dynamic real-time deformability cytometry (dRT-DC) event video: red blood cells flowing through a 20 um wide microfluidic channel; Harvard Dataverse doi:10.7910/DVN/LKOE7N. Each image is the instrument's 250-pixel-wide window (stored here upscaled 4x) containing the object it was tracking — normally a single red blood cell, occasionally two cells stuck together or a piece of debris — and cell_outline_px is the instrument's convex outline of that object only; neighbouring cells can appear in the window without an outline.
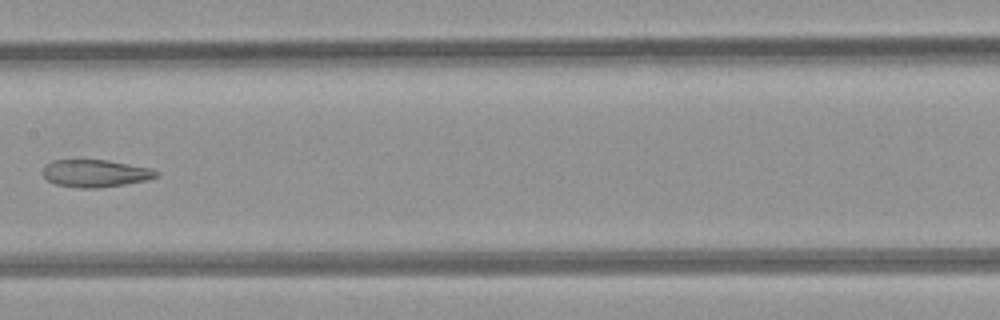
{"species": "common noctule bat (a hibernating species)", "species_latin": "Nyctalus noctula", "temperature_condition": "room temperature", "stored_images_in_passage": 7, "camera_frame_rate_fps": 3000, "um_per_image_px": 0.085, "animal": {"sex": "female", "body_mass_g": 21.9}, "frame": {"image": 1, "passage_image": 6, "time_ms": 6.667, "image_size_px": [1000, 320], "cell_outline_px": [[160, 176], [148, 180], [100, 188], [76, 188], [56, 184], [48, 180], [44, 176], [44, 164], [52, 160], [108, 160], [152, 168], [160, 172]], "centroid_in_image_um": [8.15, 14.73], "position_along_channel_um": 199.2, "area_um2": 18.32}}
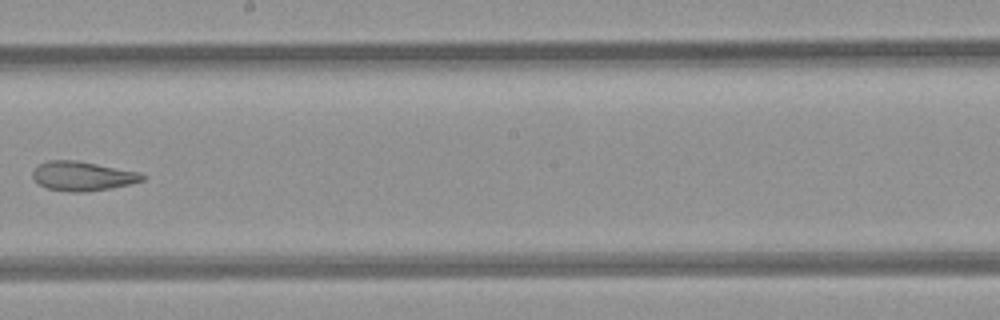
{"frame": {"image": 2, "passage_image": 7, "time_ms": 7.667, "image_size_px": [1000, 320], "cell_outline_px": [[144, 180], [132, 184], [112, 188], [84, 192], [72, 192], [48, 188], [40, 184], [32, 176], [32, 172], [40, 164], [48, 160], [76, 160], [140, 172], [144, 176]], "centroid_in_image_um": [7.05, 14.96], "position_along_channel_um": 241.2, "area_um2": 18.61}}